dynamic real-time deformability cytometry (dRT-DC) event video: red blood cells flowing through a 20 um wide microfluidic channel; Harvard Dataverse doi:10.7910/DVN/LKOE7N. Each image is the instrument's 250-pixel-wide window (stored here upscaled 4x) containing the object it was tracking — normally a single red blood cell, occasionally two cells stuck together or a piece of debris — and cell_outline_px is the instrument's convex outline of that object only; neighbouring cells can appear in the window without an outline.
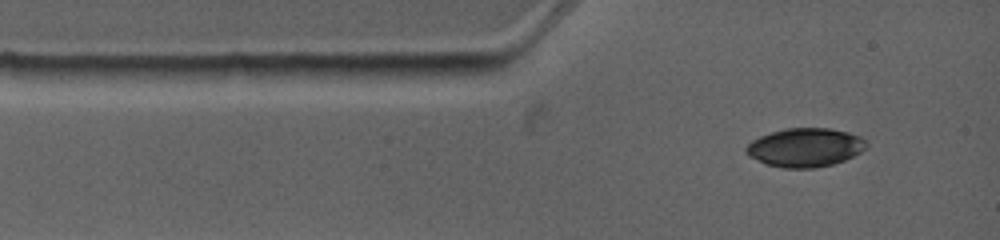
{"species": "common noctule bat (a hibernating species)", "species_latin": "Nyctalus noctula", "temperature_condition": "warm", "stored_images_in_passage": 5, "camera_frame_rate_fps": 4500, "um_per_image_px": 0.085, "animal": {"sex": "female", "body_mass_g": 19.0, "forearm_length_mm": 53.3}, "frame": {"image": 1, "passage_image": 1, "time_ms": 0.0, "image_size_px": [1000, 240], "cell_outline_px": [[868, 144], [860, 152], [844, 160], [832, 164], [816, 168], [784, 168], [768, 164], [744, 152], [744, 148], [752, 140], [760, 136], [784, 128], [832, 128], [848, 132], [860, 136]], "centroid_in_image_um": [68.44, 12.52], "position_along_channel_um": 16.6, "area_um2": 26.93}}
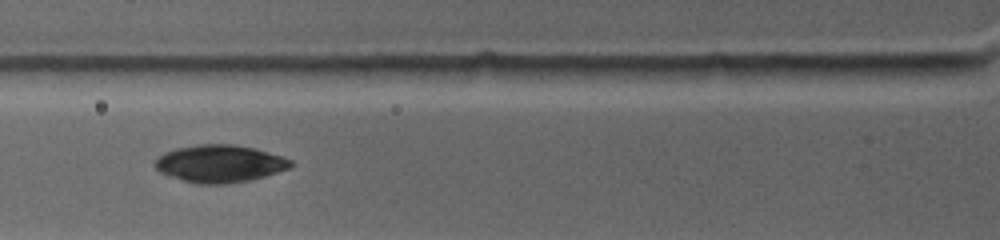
{"frame": {"image": 2, "passage_image": 4, "time_ms": 2.889, "image_size_px": [1000, 240], "cell_outline_px": [[292, 168], [252, 180], [228, 184], [196, 184], [160, 172], [156, 168], [156, 160], [164, 152], [176, 148], [196, 144], [236, 144], [252, 148], [280, 156], [292, 160]], "centroid_in_image_um": [18.7, 13.91], "position_along_channel_um": 107.1, "area_um2": 29.54}}
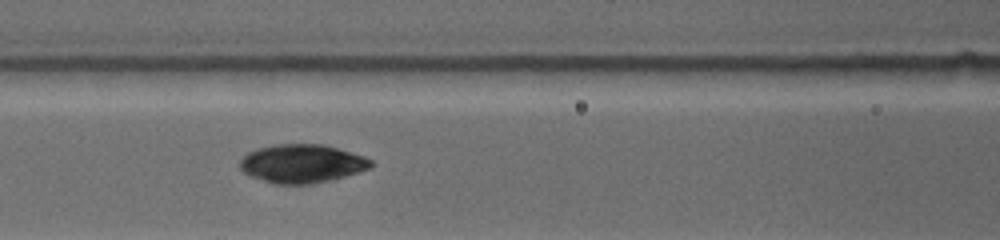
{"frame": {"image": 3, "passage_image": 5, "time_ms": 3.778, "image_size_px": [1000, 240], "cell_outline_px": [[372, 168], [344, 176], [328, 180], [308, 184], [272, 184], [252, 176], [244, 172], [240, 168], [240, 160], [248, 152], [256, 148], [272, 144], [320, 144], [336, 148], [364, 156], [372, 160]], "centroid_in_image_um": [25.64, 13.9], "position_along_channel_um": 141.0, "area_um2": 29.25}}